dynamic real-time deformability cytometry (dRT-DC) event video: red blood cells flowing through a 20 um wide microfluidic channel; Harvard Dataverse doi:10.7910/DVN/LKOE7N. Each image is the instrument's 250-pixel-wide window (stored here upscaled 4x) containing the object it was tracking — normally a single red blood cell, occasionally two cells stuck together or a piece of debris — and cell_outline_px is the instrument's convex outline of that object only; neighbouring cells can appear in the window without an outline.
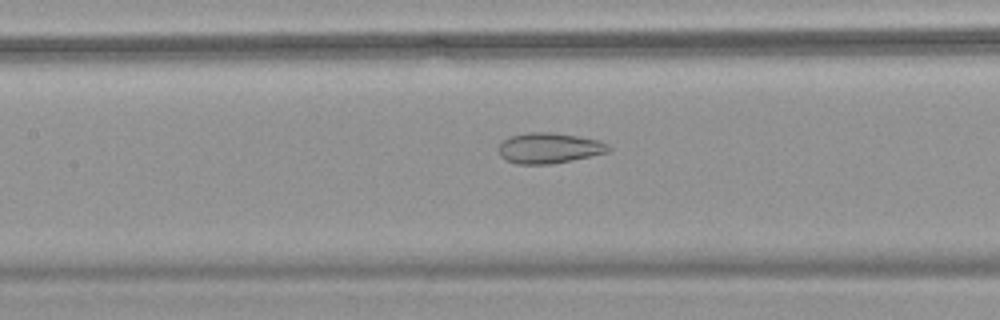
{"species": "common noctule bat (a hibernating species)", "species_latin": "Nyctalus noctula", "temperature_condition": "warm", "stored_images_in_passage": 56, "camera_frame_rate_fps": 3000, "um_per_image_px": 0.085, "animal": {"sex": "female", "body_mass_g": 18.4}, "frame": {"image": 1, "passage_image": 27, "time_ms": 8.667, "image_size_px": [1000, 320], "cell_outline_px": [[612, 148], [608, 152], [572, 160], [552, 164], [516, 164], [504, 160], [500, 156], [500, 144], [508, 136], [528, 132], [556, 132], [600, 140], [608, 144]], "centroid_in_image_um": [46.68, 12.58], "position_along_channel_um": 160.7, "area_um2": 19.77}}
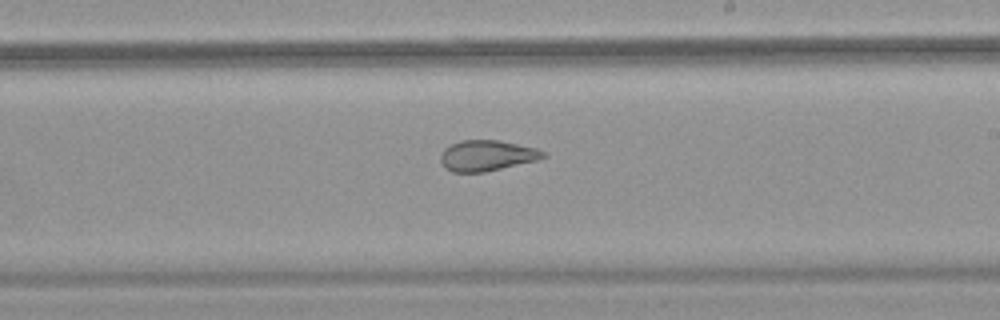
{"frame": {"image": 2, "passage_image": 34, "time_ms": 11.0, "image_size_px": [1000, 320], "cell_outline_px": [[548, 156], [536, 160], [484, 172], [452, 172], [444, 168], [440, 160], [440, 156], [444, 148], [460, 140], [500, 140], [536, 148], [544, 152]], "centroid_in_image_um": [41.35, 13.22], "position_along_channel_um": 247.6, "area_um2": 18.32}}
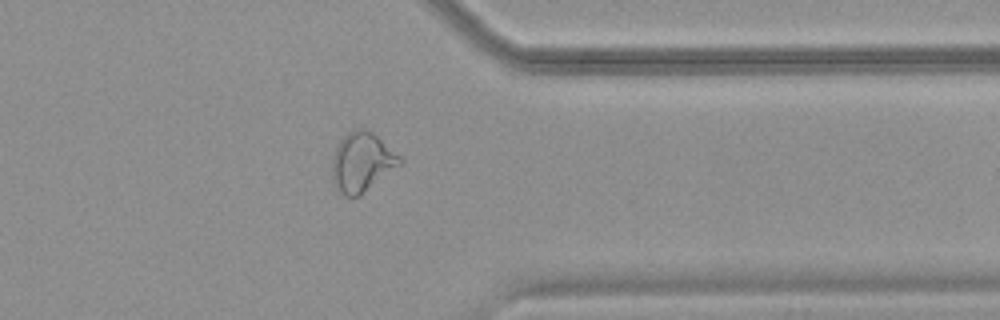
{"frame": {"image": 3, "passage_image": 45, "time_ms": 14.667, "image_size_px": [1000, 320], "cell_outline_px": [[404, 160], [400, 164], [360, 196], [344, 196], [336, 192], [332, 180], [332, 156], [340, 140], [348, 132], [356, 128], [368, 128], [400, 156]], "centroid_in_image_um": [30.72, 13.79], "position_along_channel_um": 380.7, "area_um2": 23.52}, "authors_computed_cell_mechanics": {"area_um2": 25.5765, "velocity_mm_per_s": 3.7534, "shape_relaxation_time_tau1_ms": null, "shape_relaxation_time_tau2_ms": 1.5432, "deformation_change_tau1": null, "deformation_change_tau2": 0.0776}}